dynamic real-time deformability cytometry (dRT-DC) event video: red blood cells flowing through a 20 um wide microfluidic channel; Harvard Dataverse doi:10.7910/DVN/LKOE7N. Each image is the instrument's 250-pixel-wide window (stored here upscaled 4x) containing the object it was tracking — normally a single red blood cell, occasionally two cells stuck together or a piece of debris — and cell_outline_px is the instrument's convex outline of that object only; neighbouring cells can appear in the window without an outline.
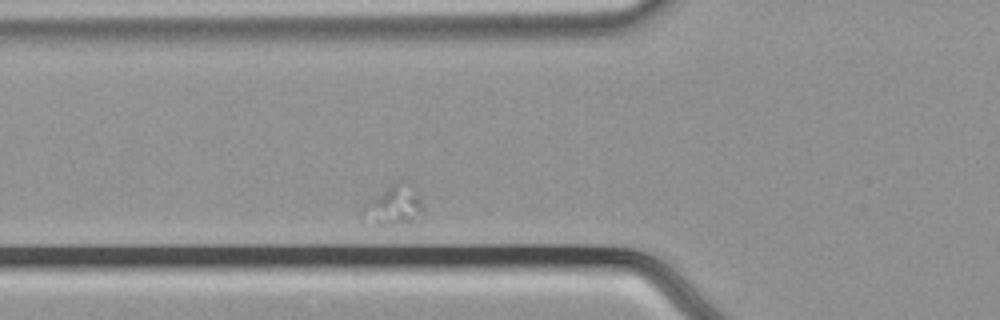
{"species": "common noctule bat (a hibernating species)", "species_latin": "Nyctalus noctula", "temperature_condition": "cold", "stored_images_in_passage": 32, "camera_frame_rate_fps": 3000, "um_per_image_px": 0.085, "animal": {"sex": "male", "body_mass_g": 21.5, "forearm_length_mm": 52.0}, "frame": {"image": 1, "passage_image": 5, "time_ms": 1.333, "image_size_px": [1000, 320], "cell_outline_px": [[424, 208], [408, 224], [376, 224], [368, 204], [368, 200], [392, 184], [400, 180], [412, 180], [420, 196]], "centroid_in_image_um": [33.7, 17.33], "position_along_channel_um": 92.1, "area_um2": 13.01}}